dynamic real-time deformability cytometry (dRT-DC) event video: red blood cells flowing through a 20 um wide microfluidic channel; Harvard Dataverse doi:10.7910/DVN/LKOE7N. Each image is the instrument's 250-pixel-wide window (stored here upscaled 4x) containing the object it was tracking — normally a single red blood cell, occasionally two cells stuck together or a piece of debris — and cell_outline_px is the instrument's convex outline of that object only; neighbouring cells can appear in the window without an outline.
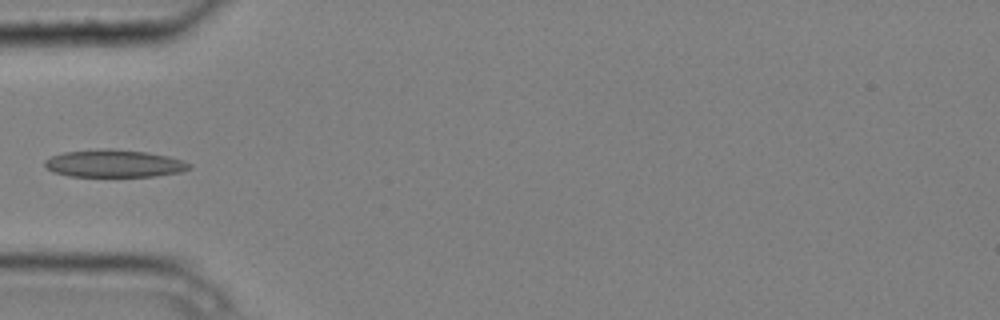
{"species": "common noctule bat (a hibernating species)", "species_latin": "Nyctalus noctula", "temperature_condition": "cold", "stored_images_in_passage": 6, "camera_frame_rate_fps": 3000, "um_per_image_px": 0.085, "animal": {"sex": "male", "body_mass_g": 20.4}, "frame": {"image": 1, "passage_image": 5, "time_ms": 1.333, "image_size_px": [1000, 320], "cell_outline_px": [[192, 168], [180, 172], [156, 176], [68, 176], [52, 172], [44, 164], [44, 160], [52, 156], [64, 152], [100, 148], [112, 148], [148, 152], [168, 156], [184, 160], [192, 164]], "centroid_in_image_um": [9.73, 13.89], "position_along_channel_um": 75.3, "area_um2": 23.41}}
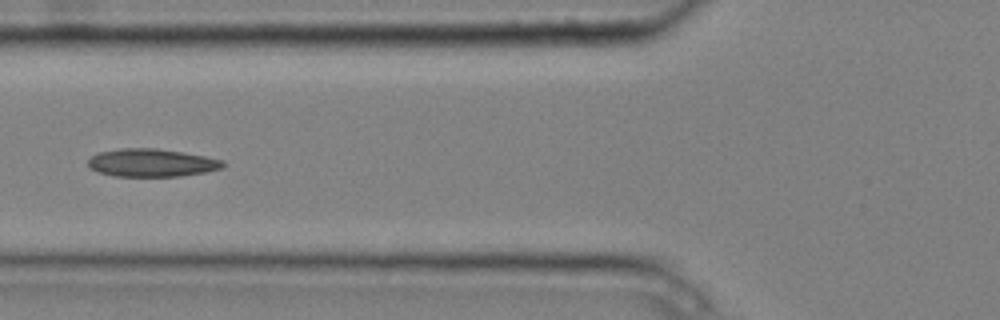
{"frame": {"image": 2, "passage_image": 6, "time_ms": 1.667, "image_size_px": [1000, 320], "cell_outline_px": [[228, 164], [224, 168], [204, 172], [180, 176], [112, 176], [96, 172], [88, 168], [88, 160], [92, 156], [100, 152], [120, 148], [156, 148], [184, 152], [224, 160]], "centroid_in_image_um": [12.9, 13.84], "position_along_channel_um": 112.9, "area_um2": 22.2}}